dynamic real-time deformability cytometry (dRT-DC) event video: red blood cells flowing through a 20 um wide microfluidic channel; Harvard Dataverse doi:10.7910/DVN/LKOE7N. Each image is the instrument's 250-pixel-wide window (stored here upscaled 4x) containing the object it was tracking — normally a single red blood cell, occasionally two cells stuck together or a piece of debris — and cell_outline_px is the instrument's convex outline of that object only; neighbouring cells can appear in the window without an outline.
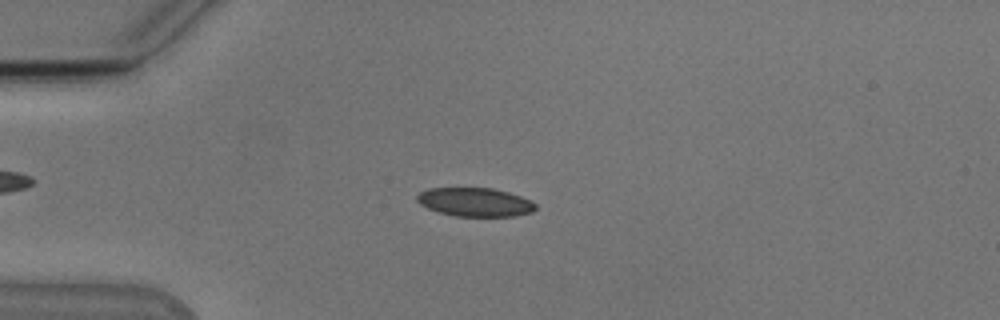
{"species": "Egyptian fruit bat (a non-hibernating species)", "species_latin": "Rousettus aegyptiacus", "temperature_condition": "cold", "stored_images_in_passage": 54, "camera_frame_rate_fps": 3000, "um_per_image_px": 0.085, "animal": {"sex": "male"}, "frame": {"image": 1, "passage_image": 14, "time_ms": 4.333, "image_size_px": [1000, 320], "cell_outline_px": [[536, 208], [532, 212], [516, 216], [456, 216], [440, 212], [428, 208], [420, 204], [416, 200], [416, 196], [420, 192], [428, 188], [492, 188], [508, 192], [520, 196], [536, 204]], "centroid_in_image_um": [40.36, 17.18], "position_along_channel_um": 44.6, "area_um2": 19.71}}
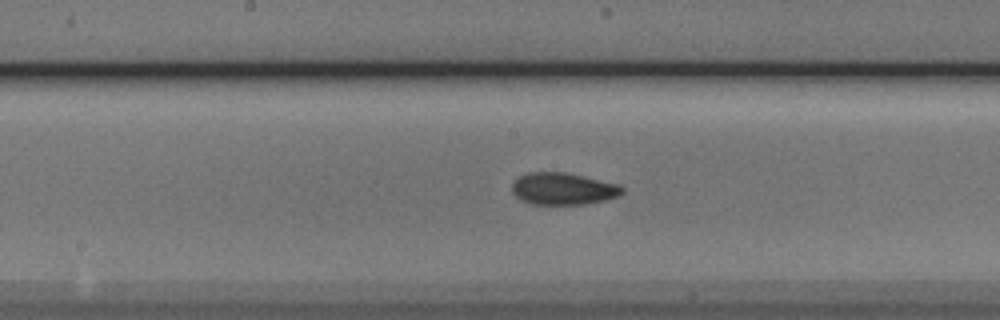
{"frame": {"image": 2, "passage_image": 28, "time_ms": 9.0, "image_size_px": [1000, 320], "cell_outline_px": [[624, 192], [608, 200], [584, 204], [532, 204], [520, 200], [512, 192], [512, 184], [520, 176], [528, 172], [564, 172], [584, 176], [620, 184], [624, 188]], "centroid_in_image_um": [47.88, 16.04], "position_along_channel_um": 200.3, "area_um2": 20.63}}
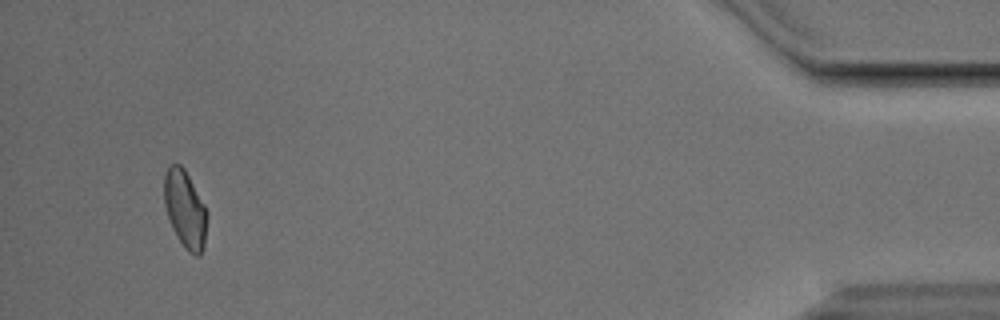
{"frame": {"image": 3, "passage_image": 51, "time_ms": 16.667, "image_size_px": [1000, 320], "cell_outline_px": [[208, 216], [204, 244], [200, 256], [196, 256], [188, 252], [184, 248], [176, 236], [172, 228], [164, 204], [164, 172], [168, 164], [180, 164], [184, 168], [204, 204], [208, 212]], "centroid_in_image_um": [15.73, 17.78], "position_along_channel_um": 419.5, "area_um2": 19.59}, "authors_computed_cell_mechanics": {"area_um2": 19.7676, "velocity_mm_per_s": 3.8238, "shape_relaxation_time_tau1_ms": 7.5432, "shape_relaxation_time_tau2_ms": 2.0519, "deformation_change_tau1": 0.1472, "deformation_change_tau2": 0.0559}}